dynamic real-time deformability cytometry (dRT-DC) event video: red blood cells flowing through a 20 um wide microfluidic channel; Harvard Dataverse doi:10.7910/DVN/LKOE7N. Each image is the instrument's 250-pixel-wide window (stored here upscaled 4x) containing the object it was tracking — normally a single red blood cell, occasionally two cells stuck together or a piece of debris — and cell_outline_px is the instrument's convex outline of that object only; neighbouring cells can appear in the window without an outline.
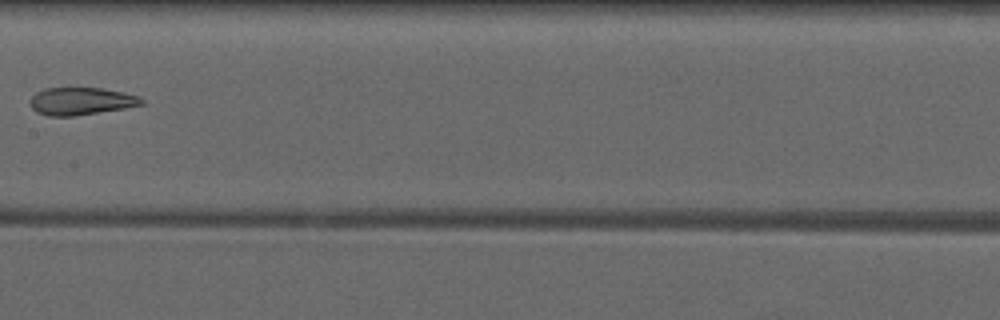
{"species": "common noctule bat (a hibernating species)", "species_latin": "Nyctalus noctula", "temperature_condition": "warm", "stored_images_in_passage": 7, "camera_frame_rate_fps": 3000, "um_per_image_px": 0.085, "animal": {"sex": "male", "forearm_length_mm": 52.5}, "frame": {"image": 1, "passage_image": 7, "time_ms": 7.0, "image_size_px": [1000, 320], "cell_outline_px": [[144, 104], [124, 108], [72, 116], [48, 116], [36, 112], [28, 104], [28, 100], [36, 92], [44, 88], [100, 88], [124, 92], [140, 96], [144, 100]], "centroid_in_image_um": [6.85, 8.59], "position_along_channel_um": 200.5, "area_um2": 17.98}}